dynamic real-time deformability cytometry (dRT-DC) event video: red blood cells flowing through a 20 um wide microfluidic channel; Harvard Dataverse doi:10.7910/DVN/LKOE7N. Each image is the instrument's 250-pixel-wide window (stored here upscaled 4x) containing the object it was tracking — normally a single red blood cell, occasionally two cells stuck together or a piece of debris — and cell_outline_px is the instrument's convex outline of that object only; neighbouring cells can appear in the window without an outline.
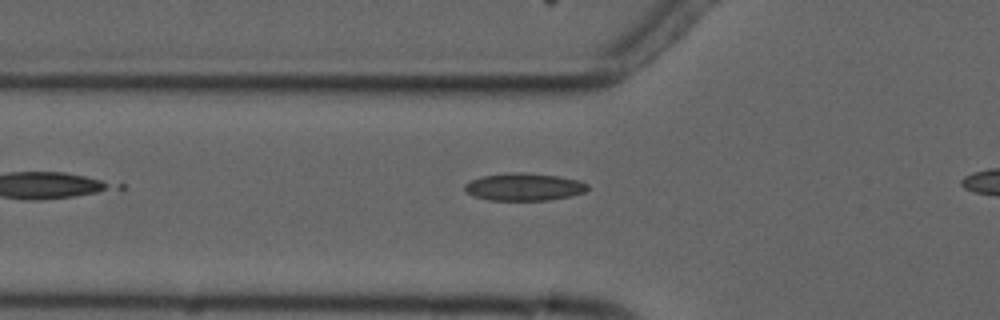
{"species": "common noctule bat (a hibernating species)", "species_latin": "Nyctalus noctula", "temperature_condition": "cold", "stored_images_in_passage": 4, "camera_frame_rate_fps": 3000, "um_per_image_px": 0.085, "animal": {"sex": "male", "forearm_length_mm": 52.5}, "frame": {"image": 1, "passage_image": 4, "time_ms": 3.333, "image_size_px": [1000, 320], "cell_outline_px": [[588, 188], [584, 192], [568, 196], [548, 200], [488, 200], [472, 196], [464, 188], [464, 184], [472, 180], [484, 176], [516, 172], [524, 172], [556, 176], [580, 180], [588, 184]], "centroid_in_image_um": [44.54, 15.89], "position_along_channel_um": 81.3, "area_um2": 19.48}}